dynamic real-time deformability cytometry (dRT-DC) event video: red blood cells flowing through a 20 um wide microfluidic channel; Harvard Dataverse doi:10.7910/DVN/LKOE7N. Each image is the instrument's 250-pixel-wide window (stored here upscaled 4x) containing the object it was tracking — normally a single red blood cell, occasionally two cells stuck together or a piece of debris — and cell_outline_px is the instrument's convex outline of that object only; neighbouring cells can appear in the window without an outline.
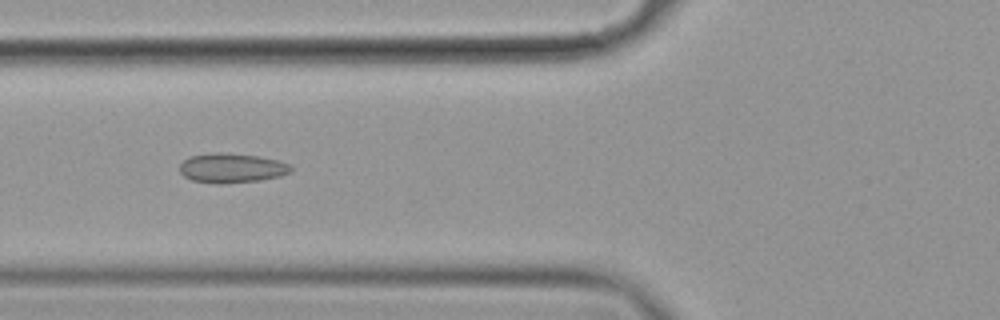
{"species": "common noctule bat (a hibernating species)", "species_latin": "Nyctalus noctula", "temperature_condition": "cold", "stored_images_in_passage": 3, "camera_frame_rate_fps": 3000, "um_per_image_px": 0.085, "animal": {"sex": "female", "body_mass_g": 19.9}, "frame": {"image": 1, "passage_image": 2, "time_ms": 0.333, "image_size_px": [1000, 320], "cell_outline_px": [[292, 168], [288, 172], [280, 176], [260, 180], [220, 184], [216, 184], [192, 180], [184, 176], [180, 172], [180, 164], [188, 156], [212, 152], [224, 152], [256, 156], [276, 160], [288, 164]], "centroid_in_image_um": [19.63, 14.28], "position_along_channel_um": 106.2, "area_um2": 19.07}}
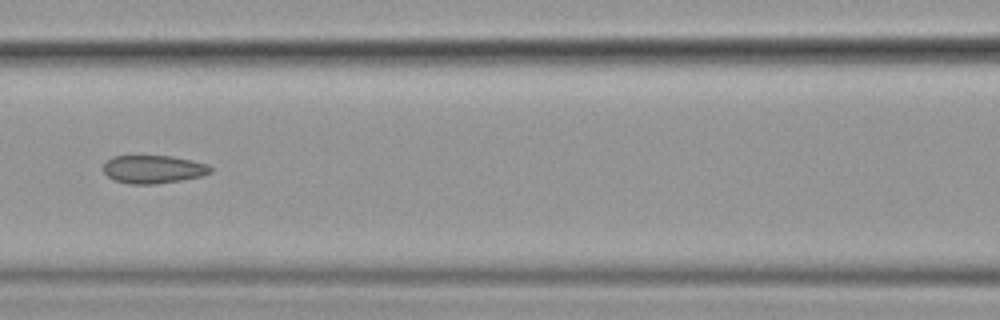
{"frame": {"image": 2, "passage_image": 3, "time_ms": 0.667, "image_size_px": [1000, 320], "cell_outline_px": [[212, 172], [204, 176], [156, 184], [128, 184], [112, 180], [104, 172], [104, 164], [112, 156], [172, 156], [192, 160], [208, 164], [212, 168]], "centroid_in_image_um": [13.05, 14.39], "position_along_channel_um": 153.5, "area_um2": 17.69}}